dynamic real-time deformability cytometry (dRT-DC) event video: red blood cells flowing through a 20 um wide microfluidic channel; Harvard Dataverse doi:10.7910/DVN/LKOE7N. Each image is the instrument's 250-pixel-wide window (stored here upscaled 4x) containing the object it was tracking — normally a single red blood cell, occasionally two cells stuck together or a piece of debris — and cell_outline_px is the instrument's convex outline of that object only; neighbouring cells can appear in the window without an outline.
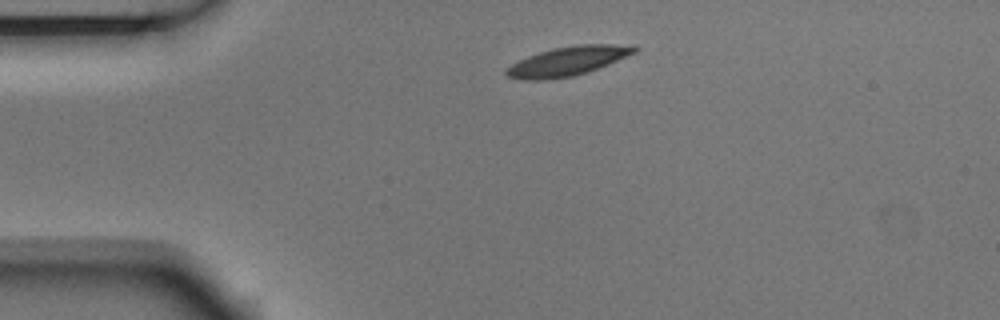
{"species": "Egyptian fruit bat (a non-hibernating species)", "species_latin": "Rousettus aegyptiacus", "temperature_condition": "room temperature", "stored_images_in_passage": 3, "camera_frame_rate_fps": 3000, "um_per_image_px": 0.085, "animal": {"sex": "male"}, "frame": {"image": 1, "passage_image": 1, "time_ms": 0.0, "image_size_px": [1000, 320], "cell_outline_px": [[640, 48], [636, 52], [608, 64], [572, 76], [544, 80], [520, 80], [504, 76], [504, 68], [528, 56], [540, 52], [556, 48], [576, 44], [612, 44]], "centroid_in_image_um": [48.16, 5.21], "position_along_channel_um": 36.8, "area_um2": 21.44}}
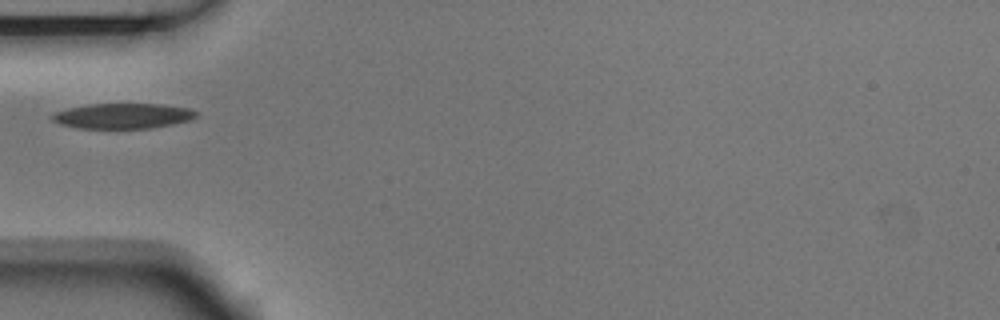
{"frame": {"image": 2, "passage_image": 2, "time_ms": 0.333, "image_size_px": [1000, 320], "cell_outline_px": [[200, 112], [196, 116], [188, 120], [172, 124], [148, 128], [80, 128], [60, 124], [52, 120], [52, 116], [56, 112], [68, 108], [88, 104], [164, 104], [188, 108]], "centroid_in_image_um": [10.46, 9.84], "position_along_channel_um": 74.5, "area_um2": 21.04}}
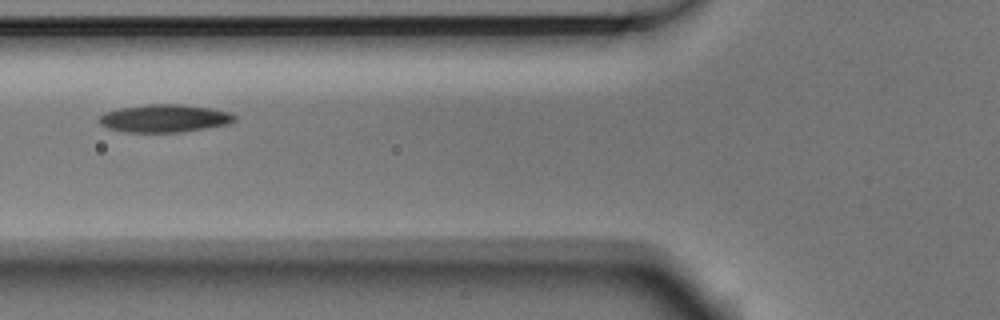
{"frame": {"image": 3, "passage_image": 3, "time_ms": 0.667, "image_size_px": [1000, 320], "cell_outline_px": [[236, 120], [228, 124], [180, 132], [124, 132], [108, 128], [100, 124], [100, 116], [104, 112], [120, 108], [144, 104], [180, 104], [208, 108], [228, 112], [236, 116]], "centroid_in_image_um": [13.95, 10.06], "position_along_channel_um": 111.9, "area_um2": 21.79}}